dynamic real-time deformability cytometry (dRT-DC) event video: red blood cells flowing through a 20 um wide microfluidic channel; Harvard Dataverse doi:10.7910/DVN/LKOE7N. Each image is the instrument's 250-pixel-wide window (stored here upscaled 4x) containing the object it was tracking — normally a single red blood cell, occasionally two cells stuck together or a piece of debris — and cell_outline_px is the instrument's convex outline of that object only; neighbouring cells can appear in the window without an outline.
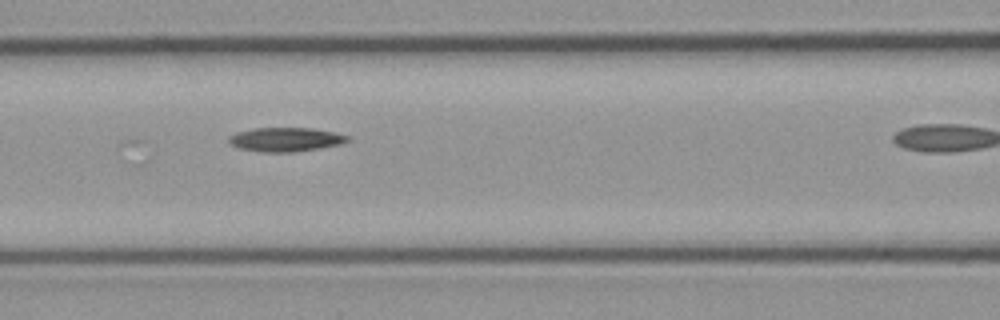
{"species": "common noctule bat (a hibernating species)", "species_latin": "Nyctalus noctula", "temperature_condition": "cold", "stored_images_in_passage": 8, "camera_frame_rate_fps": 3000, "um_per_image_px": 0.085, "animal": {"sex": "male", "body_mass_g": 23.1, "forearm_length_mm": 52.7}, "frame": {"image": 1, "passage_image": 4, "time_ms": 1.0, "image_size_px": [1000, 320], "cell_outline_px": [[352, 140], [340, 144], [320, 148], [292, 152], [264, 152], [240, 148], [228, 144], [228, 136], [236, 132], [252, 128], [312, 128], [332, 132], [348, 136]], "centroid_in_image_um": [24.24, 11.85], "position_along_channel_um": 142.4, "area_um2": 16.65}}
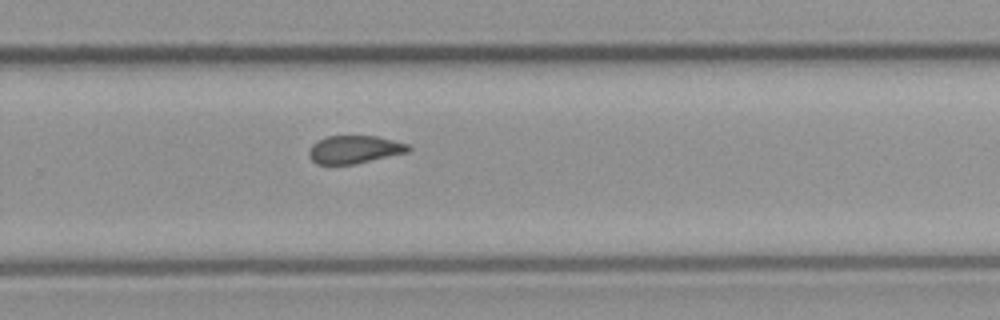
{"frame": {"image": 2, "passage_image": 8, "time_ms": 2.333, "image_size_px": [1000, 320], "cell_outline_px": [[412, 148], [408, 152], [356, 164], [316, 164], [308, 156], [308, 152], [312, 144], [316, 140], [328, 136], [376, 136], [412, 144]], "centroid_in_image_um": [30.15, 12.7], "position_along_channel_um": 299.7, "area_um2": 16.42}}